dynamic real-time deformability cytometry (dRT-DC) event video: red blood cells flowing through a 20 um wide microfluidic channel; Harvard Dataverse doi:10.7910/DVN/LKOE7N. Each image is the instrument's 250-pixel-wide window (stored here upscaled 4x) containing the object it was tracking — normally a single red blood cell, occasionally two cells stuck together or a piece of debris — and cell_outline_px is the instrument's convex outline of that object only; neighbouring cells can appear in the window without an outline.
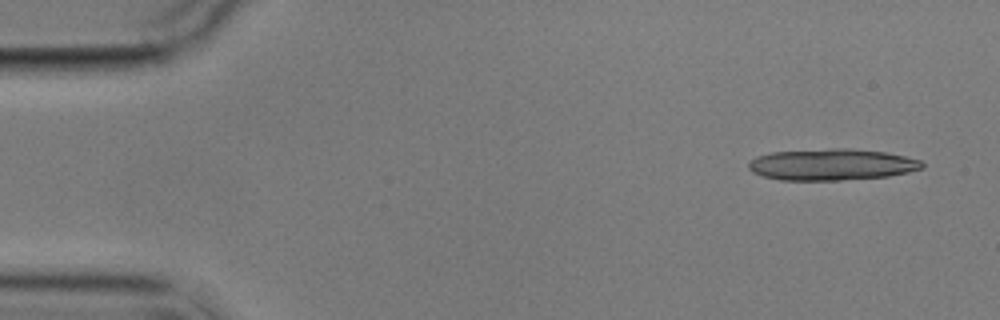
{"species": "common noctule bat (a hibernating species)", "species_latin": "Nyctalus noctula", "temperature_condition": "cold", "stored_images_in_passage": 2, "camera_frame_rate_fps": 3000, "um_per_image_px": 0.085, "animal": {"sex": "male", "body_mass_g": 17.9}, "frame": {"image": 1, "passage_image": 1, "time_ms": 0.0, "image_size_px": [1000, 320], "cell_outline_px": [[924, 168], [908, 172], [888, 176], [840, 180], [780, 180], [764, 176], [752, 172], [748, 168], [748, 164], [756, 156], [772, 152], [828, 148], [852, 148], [884, 152], [904, 156], [920, 160], [924, 164]], "centroid_in_image_um": [70.69, 13.98], "position_along_channel_um": 14.3, "area_um2": 31.85}}